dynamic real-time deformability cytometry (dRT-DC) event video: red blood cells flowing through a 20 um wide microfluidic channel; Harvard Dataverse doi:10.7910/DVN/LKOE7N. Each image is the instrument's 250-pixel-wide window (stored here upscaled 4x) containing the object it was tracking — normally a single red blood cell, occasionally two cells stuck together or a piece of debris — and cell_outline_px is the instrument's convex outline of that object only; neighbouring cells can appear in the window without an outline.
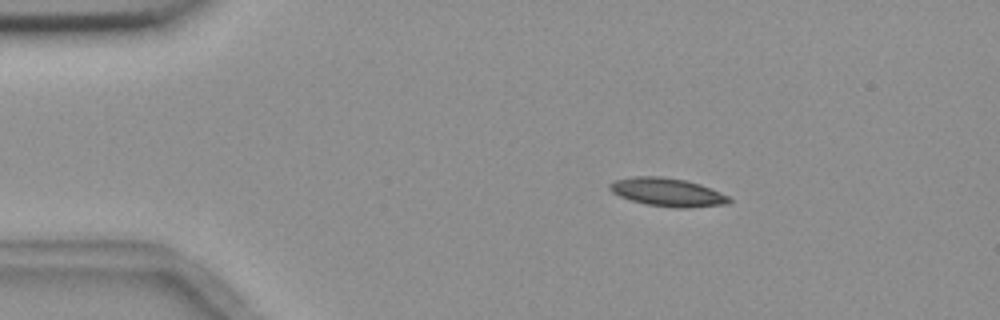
{"species": "common noctule bat (a hibernating species)", "species_latin": "Nyctalus noctula", "temperature_condition": "room temperature", "stored_images_in_passage": 4, "camera_frame_rate_fps": 3000, "um_per_image_px": 0.085, "animal": {"sex": "female", "body_mass_g": 18.4}, "frame": {"image": 1, "passage_image": 2, "time_ms": 1.0, "image_size_px": [1000, 320], "cell_outline_px": [[732, 200], [728, 204], [688, 208], [676, 208], [648, 204], [632, 200], [620, 196], [612, 192], [608, 188], [608, 184], [616, 180], [632, 176], [664, 176], [684, 180], [700, 184], [712, 188], [728, 196]], "centroid_in_image_um": [56.75, 16.33], "position_along_channel_um": 28.2, "area_um2": 19.71}}